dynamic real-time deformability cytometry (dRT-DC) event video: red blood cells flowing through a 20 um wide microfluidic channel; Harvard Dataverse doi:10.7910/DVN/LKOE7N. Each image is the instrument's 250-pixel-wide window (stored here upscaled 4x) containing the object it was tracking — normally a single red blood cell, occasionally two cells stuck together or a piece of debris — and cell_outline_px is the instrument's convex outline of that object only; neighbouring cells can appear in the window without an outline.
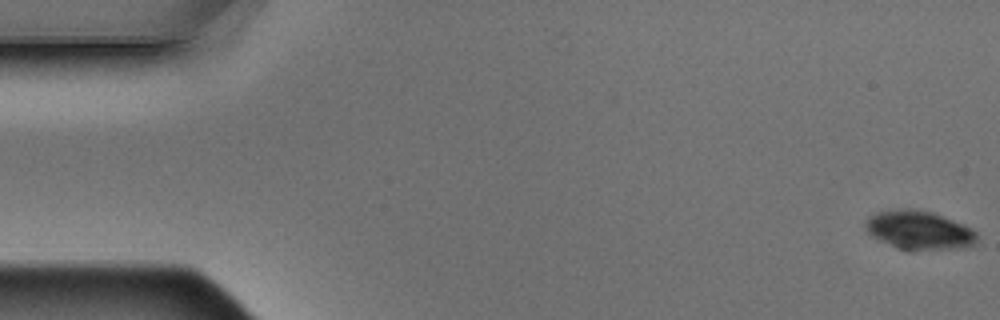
{"species": "Egyptian fruit bat (a non-hibernating species)", "species_latin": "Rousettus aegyptiacus", "temperature_condition": "warm", "stored_images_in_passage": 5, "camera_frame_rate_fps": 3000, "um_per_image_px": 0.085, "animal": {"sex": "male"}, "frame": {"image": 1, "passage_image": 1, "time_ms": 0.0, "image_size_px": [1000, 320], "cell_outline_px": [[976, 244], [964, 248], [896, 248], [880, 240], [868, 232], [864, 224], [868, 216], [876, 212], [900, 208], [912, 208], [932, 212], [952, 220], [976, 232]], "centroid_in_image_um": [78.08, 19.53], "position_along_channel_um": 6.9, "area_um2": 24.51}}
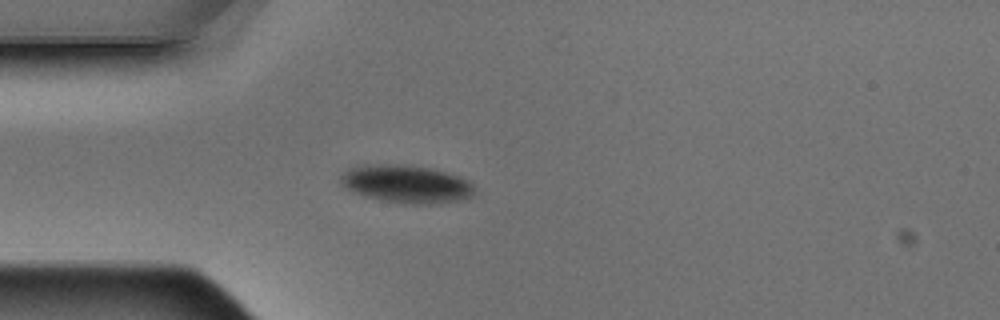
{"frame": {"image": 2, "passage_image": 5, "time_ms": 1.333, "image_size_px": [1000, 320], "cell_outline_px": [[476, 192], [472, 196], [464, 200], [440, 204], [404, 204], [380, 200], [364, 196], [340, 184], [340, 176], [348, 168], [364, 164], [404, 164], [432, 168], [460, 176], [468, 180], [476, 188]], "centroid_in_image_um": [34.59, 15.64], "position_along_channel_um": 50.4, "area_um2": 30.17}}